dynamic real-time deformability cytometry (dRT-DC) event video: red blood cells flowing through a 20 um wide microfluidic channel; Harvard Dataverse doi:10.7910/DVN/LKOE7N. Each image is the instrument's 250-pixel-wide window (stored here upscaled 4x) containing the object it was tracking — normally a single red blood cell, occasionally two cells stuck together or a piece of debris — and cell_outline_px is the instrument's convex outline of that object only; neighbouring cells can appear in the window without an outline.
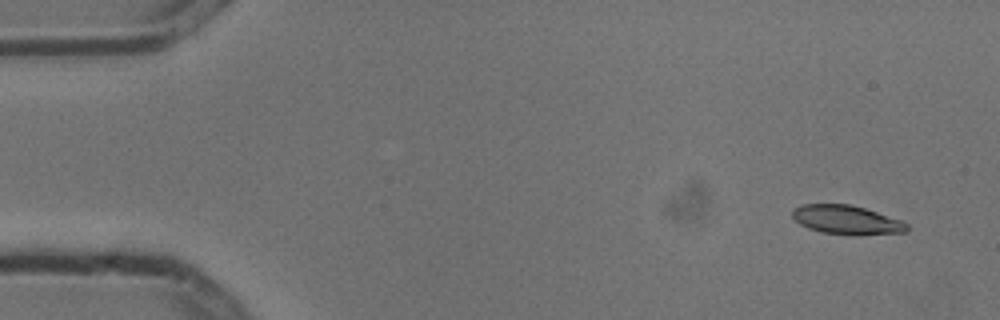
{"species": "common noctule bat (a hibernating species)", "species_latin": "Nyctalus noctula", "temperature_condition": "cold", "stored_images_in_passage": 4, "camera_frame_rate_fps": 3000, "um_per_image_px": 0.085, "animal": {"sex": "male", "body_mass_g": 13.3}, "frame": {"image": 1, "passage_image": 1, "time_ms": 0.0, "image_size_px": [1000, 320], "cell_outline_px": [[908, 232], [856, 236], [852, 236], [820, 232], [808, 228], [800, 224], [792, 216], [792, 212], [800, 204], [852, 204], [904, 220], [908, 224]], "centroid_in_image_um": [72.03, 18.7], "position_along_channel_um": 13.0, "area_um2": 19.83}}